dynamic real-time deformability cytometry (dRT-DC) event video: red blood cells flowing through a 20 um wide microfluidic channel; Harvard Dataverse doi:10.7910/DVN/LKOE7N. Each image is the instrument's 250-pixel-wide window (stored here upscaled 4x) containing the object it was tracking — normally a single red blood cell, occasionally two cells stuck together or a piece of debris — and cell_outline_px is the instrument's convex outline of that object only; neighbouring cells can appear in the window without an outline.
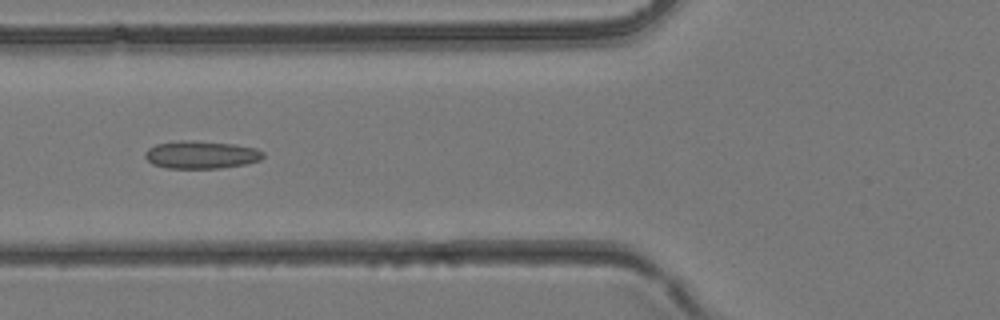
{"species": "common noctule bat (a hibernating species)", "species_latin": "Nyctalus noctula", "temperature_condition": "room temperature", "stored_images_in_passage": 4, "camera_frame_rate_fps": 3000, "um_per_image_px": 0.085, "animal": {"sex": "female", "body_mass_g": 24.6, "forearm_length_mm": 56.2}, "frame": {"image": 1, "passage_image": 4, "time_ms": 1.0, "image_size_px": [1000, 320], "cell_outline_px": [[264, 156], [260, 160], [244, 164], [220, 168], [168, 168], [152, 164], [144, 156], [144, 152], [148, 148], [156, 144], [180, 140], [196, 140], [236, 144], [256, 148], [264, 152]], "centroid_in_image_um": [17.09, 13.14], "position_along_channel_um": 108.7, "area_um2": 19.25}}